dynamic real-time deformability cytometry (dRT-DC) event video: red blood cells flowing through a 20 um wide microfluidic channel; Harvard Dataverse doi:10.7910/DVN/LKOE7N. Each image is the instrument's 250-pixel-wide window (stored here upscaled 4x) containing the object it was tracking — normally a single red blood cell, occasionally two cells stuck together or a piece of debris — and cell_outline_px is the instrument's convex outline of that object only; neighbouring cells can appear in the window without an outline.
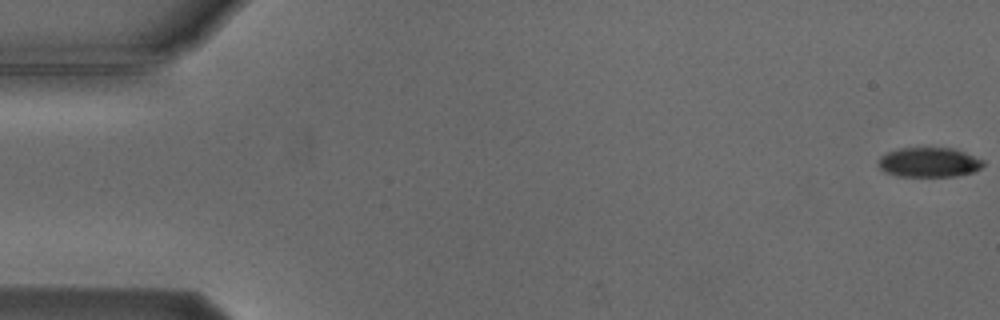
{"species": "Egyptian fruit bat (a non-hibernating species)", "species_latin": "Rousettus aegyptiacus", "temperature_condition": "cold", "stored_images_in_passage": 5, "camera_frame_rate_fps": 3000, "um_per_image_px": 0.085, "animal": {"sex": "male"}, "frame": {"image": 1, "passage_image": 1, "time_ms": 0.0, "image_size_px": [1000, 320], "cell_outline_px": [[984, 164], [980, 168], [972, 172], [956, 176], [896, 176], [884, 172], [876, 164], [880, 156], [888, 152], [900, 148], [952, 148], [964, 152], [984, 160]], "centroid_in_image_um": [78.93, 13.8], "position_along_channel_um": 6.1, "area_um2": 18.15}}
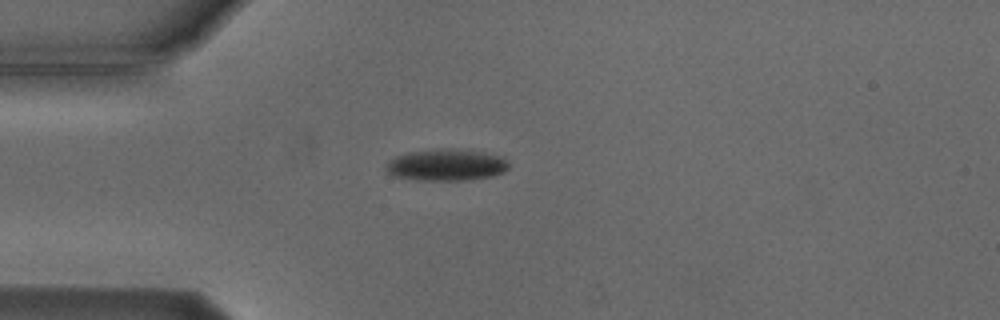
{"frame": {"image": 2, "passage_image": 5, "time_ms": 4.667, "image_size_px": [1000, 320], "cell_outline_px": [[508, 168], [504, 172], [492, 176], [468, 180], [416, 180], [392, 176], [384, 168], [384, 164], [396, 156], [408, 152], [440, 148], [444, 148], [484, 152], [504, 156], [508, 160]], "centroid_in_image_um": [37.93, 14.02], "position_along_channel_um": 47.1, "area_um2": 22.95}}